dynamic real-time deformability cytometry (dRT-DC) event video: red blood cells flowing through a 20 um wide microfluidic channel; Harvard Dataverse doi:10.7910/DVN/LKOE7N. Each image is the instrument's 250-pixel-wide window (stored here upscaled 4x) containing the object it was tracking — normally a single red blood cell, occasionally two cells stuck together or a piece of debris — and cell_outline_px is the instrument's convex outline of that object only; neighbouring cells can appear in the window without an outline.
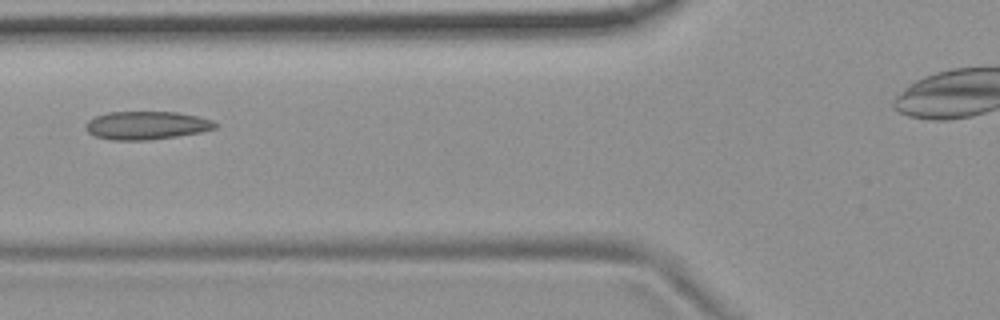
{"species": "common noctule bat (a hibernating species)", "species_latin": "Nyctalus noctula", "temperature_condition": "room temperature", "stored_images_in_passage": 8, "camera_frame_rate_fps": 3000, "um_per_image_px": 0.085, "animal": {"sex": "female", "body_mass_g": 19.9}, "frame": {"image": 1, "passage_image": 6, "time_ms": 6.667, "image_size_px": [1000, 320], "cell_outline_px": [[220, 124], [216, 128], [200, 132], [152, 140], [112, 140], [96, 136], [88, 132], [84, 128], [84, 124], [88, 120], [96, 116], [108, 112], [176, 112], [196, 116], [212, 120]], "centroid_in_image_um": [12.44, 10.66], "position_along_channel_um": 113.4, "area_um2": 21.33}}
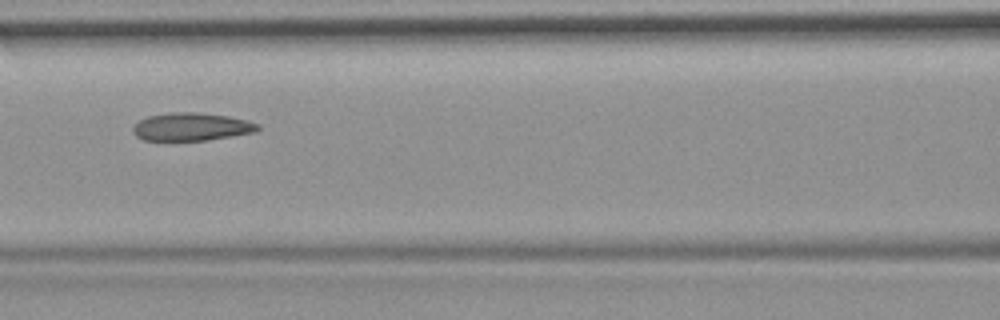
{"frame": {"image": 2, "passage_image": 7, "time_ms": 7.667, "image_size_px": [1000, 320], "cell_outline_px": [[260, 128], [256, 132], [232, 136], [204, 140], [144, 140], [136, 136], [132, 132], [132, 128], [140, 120], [148, 116], [168, 112], [200, 112], [228, 116], [248, 120], [260, 124]], "centroid_in_image_um": [16.29, 10.76], "position_along_channel_um": 150.3, "area_um2": 20.4}}